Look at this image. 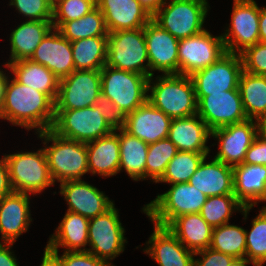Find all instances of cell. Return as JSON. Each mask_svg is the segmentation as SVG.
Listing matches in <instances>:
<instances>
[{"instance_id": "obj_1", "label": "cell", "mask_w": 266, "mask_h": 266, "mask_svg": "<svg viewBox=\"0 0 266 266\" xmlns=\"http://www.w3.org/2000/svg\"><path fill=\"white\" fill-rule=\"evenodd\" d=\"M1 118L27 130L36 128L38 133L43 132L53 126L55 102L48 95L8 78Z\"/></svg>"}, {"instance_id": "obj_2", "label": "cell", "mask_w": 266, "mask_h": 266, "mask_svg": "<svg viewBox=\"0 0 266 266\" xmlns=\"http://www.w3.org/2000/svg\"><path fill=\"white\" fill-rule=\"evenodd\" d=\"M163 75V76H162ZM148 80L147 100L171 119L197 114V99L191 76L162 74ZM151 90V91H150Z\"/></svg>"}, {"instance_id": "obj_3", "label": "cell", "mask_w": 266, "mask_h": 266, "mask_svg": "<svg viewBox=\"0 0 266 266\" xmlns=\"http://www.w3.org/2000/svg\"><path fill=\"white\" fill-rule=\"evenodd\" d=\"M37 134L44 145L52 142V145H46L43 149L54 183L80 180L89 173L86 143L63 138L51 129Z\"/></svg>"}, {"instance_id": "obj_4", "label": "cell", "mask_w": 266, "mask_h": 266, "mask_svg": "<svg viewBox=\"0 0 266 266\" xmlns=\"http://www.w3.org/2000/svg\"><path fill=\"white\" fill-rule=\"evenodd\" d=\"M207 197L189 183L171 184L142 210L153 224L167 227L178 216L199 213Z\"/></svg>"}, {"instance_id": "obj_5", "label": "cell", "mask_w": 266, "mask_h": 266, "mask_svg": "<svg viewBox=\"0 0 266 266\" xmlns=\"http://www.w3.org/2000/svg\"><path fill=\"white\" fill-rule=\"evenodd\" d=\"M149 77L105 65L101 69V94L126 116L147 101Z\"/></svg>"}, {"instance_id": "obj_6", "label": "cell", "mask_w": 266, "mask_h": 266, "mask_svg": "<svg viewBox=\"0 0 266 266\" xmlns=\"http://www.w3.org/2000/svg\"><path fill=\"white\" fill-rule=\"evenodd\" d=\"M152 16L161 28L180 40L204 31L208 13L207 0H169Z\"/></svg>"}, {"instance_id": "obj_7", "label": "cell", "mask_w": 266, "mask_h": 266, "mask_svg": "<svg viewBox=\"0 0 266 266\" xmlns=\"http://www.w3.org/2000/svg\"><path fill=\"white\" fill-rule=\"evenodd\" d=\"M4 157L14 192L35 195L54 185L43 148L36 152H18Z\"/></svg>"}, {"instance_id": "obj_8", "label": "cell", "mask_w": 266, "mask_h": 266, "mask_svg": "<svg viewBox=\"0 0 266 266\" xmlns=\"http://www.w3.org/2000/svg\"><path fill=\"white\" fill-rule=\"evenodd\" d=\"M106 65L150 78L144 28L108 32Z\"/></svg>"}, {"instance_id": "obj_9", "label": "cell", "mask_w": 266, "mask_h": 266, "mask_svg": "<svg viewBox=\"0 0 266 266\" xmlns=\"http://www.w3.org/2000/svg\"><path fill=\"white\" fill-rule=\"evenodd\" d=\"M51 130L58 136L83 143L114 131L95 105L80 109H55Z\"/></svg>"}, {"instance_id": "obj_10", "label": "cell", "mask_w": 266, "mask_h": 266, "mask_svg": "<svg viewBox=\"0 0 266 266\" xmlns=\"http://www.w3.org/2000/svg\"><path fill=\"white\" fill-rule=\"evenodd\" d=\"M124 233L114 204L106 212L89 219L88 244L91 248L87 251L114 266L110 261L124 251L127 243Z\"/></svg>"}, {"instance_id": "obj_11", "label": "cell", "mask_w": 266, "mask_h": 266, "mask_svg": "<svg viewBox=\"0 0 266 266\" xmlns=\"http://www.w3.org/2000/svg\"><path fill=\"white\" fill-rule=\"evenodd\" d=\"M226 53L222 36H213L207 30L180 39L178 44L179 74L191 76L215 63Z\"/></svg>"}, {"instance_id": "obj_12", "label": "cell", "mask_w": 266, "mask_h": 266, "mask_svg": "<svg viewBox=\"0 0 266 266\" xmlns=\"http://www.w3.org/2000/svg\"><path fill=\"white\" fill-rule=\"evenodd\" d=\"M242 71L240 54L227 52L215 63L192 74L197 102L207 95L239 90Z\"/></svg>"}, {"instance_id": "obj_13", "label": "cell", "mask_w": 266, "mask_h": 266, "mask_svg": "<svg viewBox=\"0 0 266 266\" xmlns=\"http://www.w3.org/2000/svg\"><path fill=\"white\" fill-rule=\"evenodd\" d=\"M231 26L221 34L226 51L240 54L260 42V7L254 0H233Z\"/></svg>"}, {"instance_id": "obj_14", "label": "cell", "mask_w": 266, "mask_h": 266, "mask_svg": "<svg viewBox=\"0 0 266 266\" xmlns=\"http://www.w3.org/2000/svg\"><path fill=\"white\" fill-rule=\"evenodd\" d=\"M101 95V70H74L60 79L55 109L94 106Z\"/></svg>"}, {"instance_id": "obj_15", "label": "cell", "mask_w": 266, "mask_h": 266, "mask_svg": "<svg viewBox=\"0 0 266 266\" xmlns=\"http://www.w3.org/2000/svg\"><path fill=\"white\" fill-rule=\"evenodd\" d=\"M197 115L211 131L248 119L239 90L202 97L197 102Z\"/></svg>"}, {"instance_id": "obj_16", "label": "cell", "mask_w": 266, "mask_h": 266, "mask_svg": "<svg viewBox=\"0 0 266 266\" xmlns=\"http://www.w3.org/2000/svg\"><path fill=\"white\" fill-rule=\"evenodd\" d=\"M256 136V122L253 119L213 130L211 137L219 143V150L214 159L232 167L242 164Z\"/></svg>"}, {"instance_id": "obj_17", "label": "cell", "mask_w": 266, "mask_h": 266, "mask_svg": "<svg viewBox=\"0 0 266 266\" xmlns=\"http://www.w3.org/2000/svg\"><path fill=\"white\" fill-rule=\"evenodd\" d=\"M145 42L150 65V77L152 71L167 74H179L178 44L171 33L161 28L152 19L144 27Z\"/></svg>"}, {"instance_id": "obj_18", "label": "cell", "mask_w": 266, "mask_h": 266, "mask_svg": "<svg viewBox=\"0 0 266 266\" xmlns=\"http://www.w3.org/2000/svg\"><path fill=\"white\" fill-rule=\"evenodd\" d=\"M60 195L67 201V211L88 219L99 216L114 205L105 193L82 179L60 183Z\"/></svg>"}, {"instance_id": "obj_19", "label": "cell", "mask_w": 266, "mask_h": 266, "mask_svg": "<svg viewBox=\"0 0 266 266\" xmlns=\"http://www.w3.org/2000/svg\"><path fill=\"white\" fill-rule=\"evenodd\" d=\"M30 60L45 66L59 79L75 70L71 42L55 28L45 35Z\"/></svg>"}, {"instance_id": "obj_20", "label": "cell", "mask_w": 266, "mask_h": 266, "mask_svg": "<svg viewBox=\"0 0 266 266\" xmlns=\"http://www.w3.org/2000/svg\"><path fill=\"white\" fill-rule=\"evenodd\" d=\"M171 118L148 100L125 116L124 130L147 144L167 138Z\"/></svg>"}, {"instance_id": "obj_21", "label": "cell", "mask_w": 266, "mask_h": 266, "mask_svg": "<svg viewBox=\"0 0 266 266\" xmlns=\"http://www.w3.org/2000/svg\"><path fill=\"white\" fill-rule=\"evenodd\" d=\"M153 225L154 231L144 252L159 266H194L195 252L187 249L167 227Z\"/></svg>"}, {"instance_id": "obj_22", "label": "cell", "mask_w": 266, "mask_h": 266, "mask_svg": "<svg viewBox=\"0 0 266 266\" xmlns=\"http://www.w3.org/2000/svg\"><path fill=\"white\" fill-rule=\"evenodd\" d=\"M108 32L144 28L152 19L138 0H96Z\"/></svg>"}, {"instance_id": "obj_23", "label": "cell", "mask_w": 266, "mask_h": 266, "mask_svg": "<svg viewBox=\"0 0 266 266\" xmlns=\"http://www.w3.org/2000/svg\"><path fill=\"white\" fill-rule=\"evenodd\" d=\"M29 194L12 192L0 200V234L2 242L15 243L27 232L31 219Z\"/></svg>"}, {"instance_id": "obj_24", "label": "cell", "mask_w": 266, "mask_h": 266, "mask_svg": "<svg viewBox=\"0 0 266 266\" xmlns=\"http://www.w3.org/2000/svg\"><path fill=\"white\" fill-rule=\"evenodd\" d=\"M211 132L206 123L195 114L172 119L167 138L175 144L178 151L209 153L210 148L206 143Z\"/></svg>"}, {"instance_id": "obj_25", "label": "cell", "mask_w": 266, "mask_h": 266, "mask_svg": "<svg viewBox=\"0 0 266 266\" xmlns=\"http://www.w3.org/2000/svg\"><path fill=\"white\" fill-rule=\"evenodd\" d=\"M206 159L202 160L188 183L208 197L234 194L233 167L214 158L207 163Z\"/></svg>"}, {"instance_id": "obj_26", "label": "cell", "mask_w": 266, "mask_h": 266, "mask_svg": "<svg viewBox=\"0 0 266 266\" xmlns=\"http://www.w3.org/2000/svg\"><path fill=\"white\" fill-rule=\"evenodd\" d=\"M233 179L234 195L244 207H253L259 201H266L265 165H236L233 167Z\"/></svg>"}, {"instance_id": "obj_27", "label": "cell", "mask_w": 266, "mask_h": 266, "mask_svg": "<svg viewBox=\"0 0 266 266\" xmlns=\"http://www.w3.org/2000/svg\"><path fill=\"white\" fill-rule=\"evenodd\" d=\"M89 219L71 211H67L58 225L56 232L51 235L45 249L58 251L61 246L64 251H87Z\"/></svg>"}, {"instance_id": "obj_28", "label": "cell", "mask_w": 266, "mask_h": 266, "mask_svg": "<svg viewBox=\"0 0 266 266\" xmlns=\"http://www.w3.org/2000/svg\"><path fill=\"white\" fill-rule=\"evenodd\" d=\"M116 132L114 130L106 136L86 143L89 173L103 177L119 173L120 145Z\"/></svg>"}, {"instance_id": "obj_29", "label": "cell", "mask_w": 266, "mask_h": 266, "mask_svg": "<svg viewBox=\"0 0 266 266\" xmlns=\"http://www.w3.org/2000/svg\"><path fill=\"white\" fill-rule=\"evenodd\" d=\"M14 79L22 85H27L48 95L56 102L60 79L45 66L30 59L5 63Z\"/></svg>"}, {"instance_id": "obj_30", "label": "cell", "mask_w": 266, "mask_h": 266, "mask_svg": "<svg viewBox=\"0 0 266 266\" xmlns=\"http://www.w3.org/2000/svg\"><path fill=\"white\" fill-rule=\"evenodd\" d=\"M167 228L189 250L197 252L211 246V227L199 213L176 217Z\"/></svg>"}, {"instance_id": "obj_31", "label": "cell", "mask_w": 266, "mask_h": 266, "mask_svg": "<svg viewBox=\"0 0 266 266\" xmlns=\"http://www.w3.org/2000/svg\"><path fill=\"white\" fill-rule=\"evenodd\" d=\"M26 20L10 34L11 58L8 63L30 59L42 39L53 28L52 21Z\"/></svg>"}, {"instance_id": "obj_32", "label": "cell", "mask_w": 266, "mask_h": 266, "mask_svg": "<svg viewBox=\"0 0 266 266\" xmlns=\"http://www.w3.org/2000/svg\"><path fill=\"white\" fill-rule=\"evenodd\" d=\"M120 145L119 172L124 169L134 181L145 180V164L149 144L130 135L124 129H118Z\"/></svg>"}, {"instance_id": "obj_33", "label": "cell", "mask_w": 266, "mask_h": 266, "mask_svg": "<svg viewBox=\"0 0 266 266\" xmlns=\"http://www.w3.org/2000/svg\"><path fill=\"white\" fill-rule=\"evenodd\" d=\"M108 36L83 38L71 42L75 70H101L107 61Z\"/></svg>"}, {"instance_id": "obj_34", "label": "cell", "mask_w": 266, "mask_h": 266, "mask_svg": "<svg viewBox=\"0 0 266 266\" xmlns=\"http://www.w3.org/2000/svg\"><path fill=\"white\" fill-rule=\"evenodd\" d=\"M238 89L248 119L255 120L266 111V76L254 75L243 70Z\"/></svg>"}, {"instance_id": "obj_35", "label": "cell", "mask_w": 266, "mask_h": 266, "mask_svg": "<svg viewBox=\"0 0 266 266\" xmlns=\"http://www.w3.org/2000/svg\"><path fill=\"white\" fill-rule=\"evenodd\" d=\"M253 207H244L234 194L207 197L199 214L213 228L229 223L233 212L240 211L244 220Z\"/></svg>"}, {"instance_id": "obj_36", "label": "cell", "mask_w": 266, "mask_h": 266, "mask_svg": "<svg viewBox=\"0 0 266 266\" xmlns=\"http://www.w3.org/2000/svg\"><path fill=\"white\" fill-rule=\"evenodd\" d=\"M57 30L70 42L89 37L108 36L104 16L97 6L77 20L64 22Z\"/></svg>"}, {"instance_id": "obj_37", "label": "cell", "mask_w": 266, "mask_h": 266, "mask_svg": "<svg viewBox=\"0 0 266 266\" xmlns=\"http://www.w3.org/2000/svg\"><path fill=\"white\" fill-rule=\"evenodd\" d=\"M210 248L234 258H245V229L229 223L213 228Z\"/></svg>"}, {"instance_id": "obj_38", "label": "cell", "mask_w": 266, "mask_h": 266, "mask_svg": "<svg viewBox=\"0 0 266 266\" xmlns=\"http://www.w3.org/2000/svg\"><path fill=\"white\" fill-rule=\"evenodd\" d=\"M209 153L178 151L169 161L162 178L157 182L177 184L188 183L198 166Z\"/></svg>"}, {"instance_id": "obj_39", "label": "cell", "mask_w": 266, "mask_h": 266, "mask_svg": "<svg viewBox=\"0 0 266 266\" xmlns=\"http://www.w3.org/2000/svg\"><path fill=\"white\" fill-rule=\"evenodd\" d=\"M251 224V230H245V259L254 266H263L266 263V208L260 210Z\"/></svg>"}, {"instance_id": "obj_40", "label": "cell", "mask_w": 266, "mask_h": 266, "mask_svg": "<svg viewBox=\"0 0 266 266\" xmlns=\"http://www.w3.org/2000/svg\"><path fill=\"white\" fill-rule=\"evenodd\" d=\"M177 153V147L168 138L149 144L145 164V179L148 177L157 183L162 178L169 161Z\"/></svg>"}, {"instance_id": "obj_41", "label": "cell", "mask_w": 266, "mask_h": 266, "mask_svg": "<svg viewBox=\"0 0 266 266\" xmlns=\"http://www.w3.org/2000/svg\"><path fill=\"white\" fill-rule=\"evenodd\" d=\"M96 7V0H60L53 6V28L58 29L64 22L77 20Z\"/></svg>"}, {"instance_id": "obj_42", "label": "cell", "mask_w": 266, "mask_h": 266, "mask_svg": "<svg viewBox=\"0 0 266 266\" xmlns=\"http://www.w3.org/2000/svg\"><path fill=\"white\" fill-rule=\"evenodd\" d=\"M9 6H14L16 10L29 20L52 21L53 6L48 0H10Z\"/></svg>"}, {"instance_id": "obj_43", "label": "cell", "mask_w": 266, "mask_h": 266, "mask_svg": "<svg viewBox=\"0 0 266 266\" xmlns=\"http://www.w3.org/2000/svg\"><path fill=\"white\" fill-rule=\"evenodd\" d=\"M243 70L254 74L266 76V44L258 42L240 53Z\"/></svg>"}, {"instance_id": "obj_44", "label": "cell", "mask_w": 266, "mask_h": 266, "mask_svg": "<svg viewBox=\"0 0 266 266\" xmlns=\"http://www.w3.org/2000/svg\"><path fill=\"white\" fill-rule=\"evenodd\" d=\"M61 266H111L106 261L99 259L88 251H64L62 256L59 251H49Z\"/></svg>"}, {"instance_id": "obj_45", "label": "cell", "mask_w": 266, "mask_h": 266, "mask_svg": "<svg viewBox=\"0 0 266 266\" xmlns=\"http://www.w3.org/2000/svg\"><path fill=\"white\" fill-rule=\"evenodd\" d=\"M95 106L113 130L123 129L125 126V115L106 96L101 94Z\"/></svg>"}, {"instance_id": "obj_46", "label": "cell", "mask_w": 266, "mask_h": 266, "mask_svg": "<svg viewBox=\"0 0 266 266\" xmlns=\"http://www.w3.org/2000/svg\"><path fill=\"white\" fill-rule=\"evenodd\" d=\"M195 255L202 256L200 259L194 258V266H230L234 257L216 251L212 248H206L195 252Z\"/></svg>"}, {"instance_id": "obj_47", "label": "cell", "mask_w": 266, "mask_h": 266, "mask_svg": "<svg viewBox=\"0 0 266 266\" xmlns=\"http://www.w3.org/2000/svg\"><path fill=\"white\" fill-rule=\"evenodd\" d=\"M243 163L266 166V139L259 137L258 135L255 137L245 154Z\"/></svg>"}, {"instance_id": "obj_48", "label": "cell", "mask_w": 266, "mask_h": 266, "mask_svg": "<svg viewBox=\"0 0 266 266\" xmlns=\"http://www.w3.org/2000/svg\"><path fill=\"white\" fill-rule=\"evenodd\" d=\"M13 192L5 157L0 160V200Z\"/></svg>"}, {"instance_id": "obj_49", "label": "cell", "mask_w": 266, "mask_h": 266, "mask_svg": "<svg viewBox=\"0 0 266 266\" xmlns=\"http://www.w3.org/2000/svg\"><path fill=\"white\" fill-rule=\"evenodd\" d=\"M13 244L0 242V266H19L14 252L10 251Z\"/></svg>"}, {"instance_id": "obj_50", "label": "cell", "mask_w": 266, "mask_h": 266, "mask_svg": "<svg viewBox=\"0 0 266 266\" xmlns=\"http://www.w3.org/2000/svg\"><path fill=\"white\" fill-rule=\"evenodd\" d=\"M139 3L153 16L167 0H138Z\"/></svg>"}, {"instance_id": "obj_51", "label": "cell", "mask_w": 266, "mask_h": 266, "mask_svg": "<svg viewBox=\"0 0 266 266\" xmlns=\"http://www.w3.org/2000/svg\"><path fill=\"white\" fill-rule=\"evenodd\" d=\"M259 39L261 43L266 44V7L260 8Z\"/></svg>"}, {"instance_id": "obj_52", "label": "cell", "mask_w": 266, "mask_h": 266, "mask_svg": "<svg viewBox=\"0 0 266 266\" xmlns=\"http://www.w3.org/2000/svg\"><path fill=\"white\" fill-rule=\"evenodd\" d=\"M257 135L266 139V111L255 119Z\"/></svg>"}, {"instance_id": "obj_53", "label": "cell", "mask_w": 266, "mask_h": 266, "mask_svg": "<svg viewBox=\"0 0 266 266\" xmlns=\"http://www.w3.org/2000/svg\"><path fill=\"white\" fill-rule=\"evenodd\" d=\"M40 266H61L59 261L45 249Z\"/></svg>"}, {"instance_id": "obj_54", "label": "cell", "mask_w": 266, "mask_h": 266, "mask_svg": "<svg viewBox=\"0 0 266 266\" xmlns=\"http://www.w3.org/2000/svg\"><path fill=\"white\" fill-rule=\"evenodd\" d=\"M5 74L6 73L1 71V69H0V110H1L2 105H3L5 87H6V84H7V81H8V76H6Z\"/></svg>"}, {"instance_id": "obj_55", "label": "cell", "mask_w": 266, "mask_h": 266, "mask_svg": "<svg viewBox=\"0 0 266 266\" xmlns=\"http://www.w3.org/2000/svg\"><path fill=\"white\" fill-rule=\"evenodd\" d=\"M247 259L245 258H235L230 266H247V264H250Z\"/></svg>"}, {"instance_id": "obj_56", "label": "cell", "mask_w": 266, "mask_h": 266, "mask_svg": "<svg viewBox=\"0 0 266 266\" xmlns=\"http://www.w3.org/2000/svg\"><path fill=\"white\" fill-rule=\"evenodd\" d=\"M59 1H60V0H48V2H49L52 6L56 5Z\"/></svg>"}]
</instances>
